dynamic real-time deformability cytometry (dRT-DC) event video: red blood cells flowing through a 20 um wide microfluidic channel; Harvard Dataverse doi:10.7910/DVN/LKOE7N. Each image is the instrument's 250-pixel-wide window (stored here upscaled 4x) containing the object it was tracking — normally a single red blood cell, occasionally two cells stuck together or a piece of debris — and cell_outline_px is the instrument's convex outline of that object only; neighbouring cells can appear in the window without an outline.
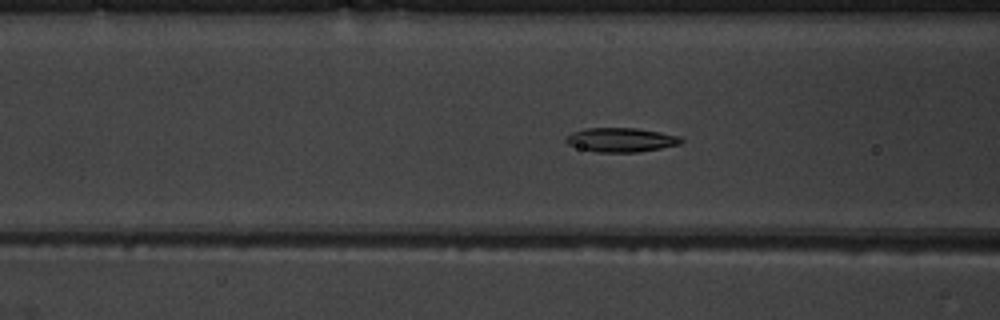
{"species": "common noctule bat (a hibernating species)", "species_latin": "Nyctalus noctula", "temperature_condition": "warm", "stored_images_in_passage": 50, "camera_frame_rate_fps": 3000, "um_per_image_px": 0.085, "animal": {"sex": "male", "body_mass_g": 19.5, "forearm_length_mm": 54.6}, "frame": {"image": 1, "passage_image": 18, "time_ms": 5.667, "image_size_px": [1000, 320], "cell_outline_px": [[684, 140], [680, 144], [660, 148], [636, 152], [596, 152], [580, 148], [568, 144], [564, 140], [564, 136], [572, 132], [584, 128], [636, 128], [660, 132], [680, 136]], "centroid_in_image_um": [52.75, 11.88], "position_along_channel_um": 113.8, "area_um2": 16.24}}
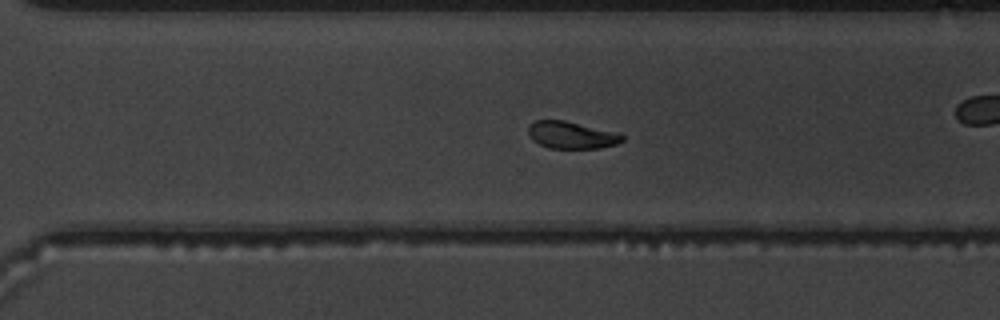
{"frame": {"image": 2, "passage_image": 34, "time_ms": 11.0, "image_size_px": [1000, 320], "cell_outline_px": [[624, 140], [616, 144], [600, 148], [548, 148], [532, 140], [528, 132], [528, 128], [536, 120], [564, 120], [620, 132], [624, 136]], "centroid_in_image_um": [48.62, 11.48], "position_along_channel_um": 322.0, "area_um2": 14.97}}
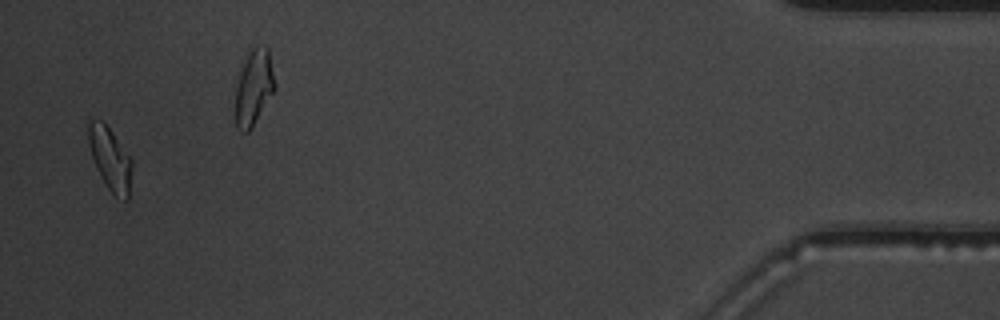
{"frame": {"image": 3, "passage_image": 48, "time_ms": 15.667, "image_size_px": [1000, 320], "cell_outline_px": [[132, 168], [128, 200], [124, 200], [116, 196], [108, 188], [92, 156], [88, 140], [88, 120], [100, 120], [112, 132], [132, 160]], "centroid_in_image_um": [9.38, 13.49], "position_along_channel_um": 425.8, "area_um2": 15.37}, "authors_computed_cell_mechanics": {"area_um2": 16.0973, "velocity_mm_per_s": 3.9136, "shape_relaxation_time_tau1_ms": 2.1826, "shape_relaxation_time_tau2_ms": 2.0205, "deformation_change_tau1": 0.1393, "deformation_change_tau2": 0.0702}}